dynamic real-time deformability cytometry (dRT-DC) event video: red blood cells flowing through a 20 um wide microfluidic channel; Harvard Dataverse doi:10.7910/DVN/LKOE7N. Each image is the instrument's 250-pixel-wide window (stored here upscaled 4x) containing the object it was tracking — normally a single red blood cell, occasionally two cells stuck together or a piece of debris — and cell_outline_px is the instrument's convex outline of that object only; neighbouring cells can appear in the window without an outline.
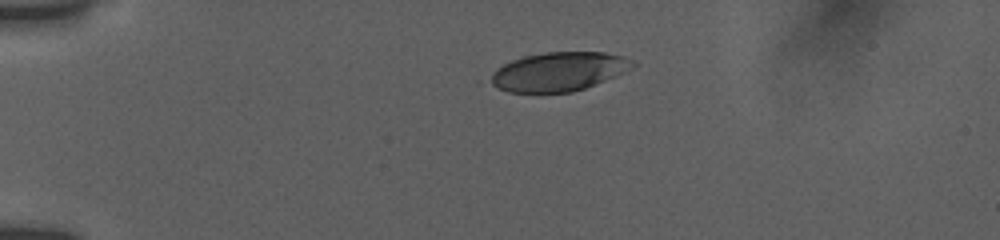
{"species": "human", "species_latin": "Homo sapiens", "temperature_condition": "room temperature", "stored_images_in_passage": 4, "camera_frame_rate_fps": 3000, "um_per_image_px": 0.085, "donor": {"sex": "female"}, "frame": {"image": 1, "passage_image": 1, "time_ms": 0.0, "image_size_px": [1000, 240], "cell_outline_px": [[640, 64], [616, 76], [584, 88], [572, 92], [508, 92], [476, 84], [476, 80], [496, 68], [512, 60], [524, 56], [544, 52], [604, 52], [624, 56]], "centroid_in_image_um": [47.27, 6.11], "position_along_channel_um": 37.7, "area_um2": 33.58}}
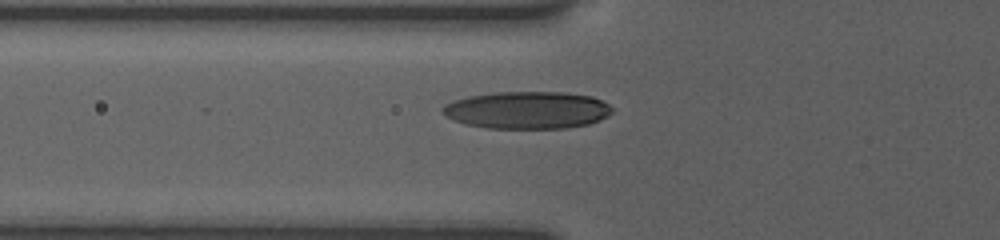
{"frame": {"image": 2, "passage_image": 4, "time_ms": 2.667, "image_size_px": [1000, 240], "cell_outline_px": [[612, 112], [608, 116], [588, 124], [568, 128], [488, 128], [464, 124], [452, 120], [444, 116], [440, 112], [440, 108], [444, 104], [468, 96], [492, 92], [564, 92], [592, 96], [608, 104], [612, 108]], "centroid_in_image_um": [44.76, 9.36], "position_along_channel_um": 81.0, "area_um2": 37.17}}